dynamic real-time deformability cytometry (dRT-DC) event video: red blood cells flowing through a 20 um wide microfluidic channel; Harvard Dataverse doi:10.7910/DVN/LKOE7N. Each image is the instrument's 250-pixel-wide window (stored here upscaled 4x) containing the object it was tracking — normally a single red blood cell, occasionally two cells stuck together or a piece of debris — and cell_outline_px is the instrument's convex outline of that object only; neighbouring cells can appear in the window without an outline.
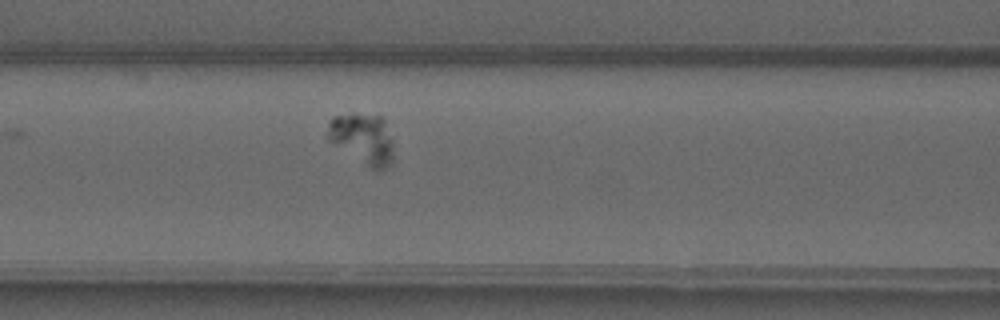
{"species": "common noctule bat (a hibernating species)", "species_latin": "Nyctalus noctula", "temperature_condition": "warm", "stored_images_in_passage": 3, "camera_frame_rate_fps": 3000, "um_per_image_px": 0.085, "animal": {"sex": "male", "forearm_length_mm": 52.5}, "frame": {"image": 1, "passage_image": 3, "time_ms": 2.333, "image_size_px": [1000, 320], "cell_outline_px": [[392, 164], [380, 172], [376, 172], [328, 140], [324, 136], [328, 120], [332, 116], [352, 112], [384, 116], [392, 140]], "centroid_in_image_um": [30.8, 11.76], "position_along_channel_um": 135.8, "area_um2": 20.29}}